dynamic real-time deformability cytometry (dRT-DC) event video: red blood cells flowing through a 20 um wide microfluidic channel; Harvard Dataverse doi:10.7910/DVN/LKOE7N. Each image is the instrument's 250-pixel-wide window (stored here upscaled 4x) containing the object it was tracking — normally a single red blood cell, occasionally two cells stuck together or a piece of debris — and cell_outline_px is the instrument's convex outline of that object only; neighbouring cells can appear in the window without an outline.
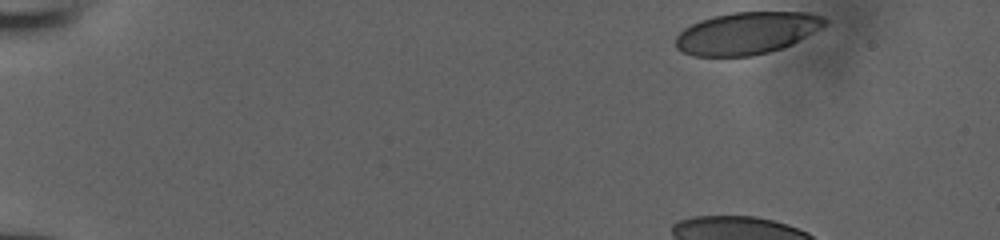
{"species": "human", "species_latin": "Homo sapiens", "temperature_condition": "room temperature", "stored_images_in_passage": 38, "camera_frame_rate_fps": 3000, "um_per_image_px": 0.085, "donor": {"sex": "male"}, "frame": {"image": 1, "passage_image": 1, "time_ms": 0.0, "image_size_px": [1000, 240], "cell_outline_px": [[828, 24], [792, 44], [768, 52], [752, 56], [692, 56], [680, 52], [676, 48], [676, 36], [684, 28], [700, 20], [712, 16], [732, 12], [808, 12], [820, 16], [828, 20]], "centroid_in_image_um": [63.45, 2.81], "position_along_channel_um": 21.5, "area_um2": 36.76}}